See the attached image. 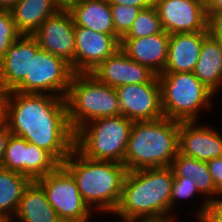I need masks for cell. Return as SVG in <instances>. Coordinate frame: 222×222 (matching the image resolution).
<instances>
[{"label":"cell","instance_id":"obj_1","mask_svg":"<svg viewBox=\"0 0 222 222\" xmlns=\"http://www.w3.org/2000/svg\"><path fill=\"white\" fill-rule=\"evenodd\" d=\"M2 121L12 135L47 150L61 164L75 148L66 98L7 92L3 96Z\"/></svg>","mask_w":222,"mask_h":222},{"label":"cell","instance_id":"obj_2","mask_svg":"<svg viewBox=\"0 0 222 222\" xmlns=\"http://www.w3.org/2000/svg\"><path fill=\"white\" fill-rule=\"evenodd\" d=\"M174 173L170 166L128 171L114 215L123 222L170 221V192Z\"/></svg>","mask_w":222,"mask_h":222},{"label":"cell","instance_id":"obj_3","mask_svg":"<svg viewBox=\"0 0 222 222\" xmlns=\"http://www.w3.org/2000/svg\"><path fill=\"white\" fill-rule=\"evenodd\" d=\"M62 165L74 177L80 195L92 211L113 215L128 172L123 163L91 160L74 148Z\"/></svg>","mask_w":222,"mask_h":222},{"label":"cell","instance_id":"obj_4","mask_svg":"<svg viewBox=\"0 0 222 222\" xmlns=\"http://www.w3.org/2000/svg\"><path fill=\"white\" fill-rule=\"evenodd\" d=\"M180 122L166 117L134 121L124 165L128 171L171 166L179 153Z\"/></svg>","mask_w":222,"mask_h":222},{"label":"cell","instance_id":"obj_5","mask_svg":"<svg viewBox=\"0 0 222 222\" xmlns=\"http://www.w3.org/2000/svg\"><path fill=\"white\" fill-rule=\"evenodd\" d=\"M66 103L74 132L94 119L120 115L116 89L99 82L90 73H74Z\"/></svg>","mask_w":222,"mask_h":222},{"label":"cell","instance_id":"obj_6","mask_svg":"<svg viewBox=\"0 0 222 222\" xmlns=\"http://www.w3.org/2000/svg\"><path fill=\"white\" fill-rule=\"evenodd\" d=\"M133 123L121 115L94 119L75 132V149L91 160L124 164Z\"/></svg>","mask_w":222,"mask_h":222},{"label":"cell","instance_id":"obj_7","mask_svg":"<svg viewBox=\"0 0 222 222\" xmlns=\"http://www.w3.org/2000/svg\"><path fill=\"white\" fill-rule=\"evenodd\" d=\"M158 79L164 117L179 122L197 121L200 109L213 107L211 99L215 94L193 72H162Z\"/></svg>","mask_w":222,"mask_h":222},{"label":"cell","instance_id":"obj_8","mask_svg":"<svg viewBox=\"0 0 222 222\" xmlns=\"http://www.w3.org/2000/svg\"><path fill=\"white\" fill-rule=\"evenodd\" d=\"M74 71L69 63L39 48L31 53L30 78L14 90L66 98Z\"/></svg>","mask_w":222,"mask_h":222},{"label":"cell","instance_id":"obj_9","mask_svg":"<svg viewBox=\"0 0 222 222\" xmlns=\"http://www.w3.org/2000/svg\"><path fill=\"white\" fill-rule=\"evenodd\" d=\"M36 182L44 189L59 219L89 221L92 217L94 211L84 202L74 177L62 164Z\"/></svg>","mask_w":222,"mask_h":222},{"label":"cell","instance_id":"obj_10","mask_svg":"<svg viewBox=\"0 0 222 222\" xmlns=\"http://www.w3.org/2000/svg\"><path fill=\"white\" fill-rule=\"evenodd\" d=\"M61 163L47 150L29 143L24 138L10 135L2 168L19 172L36 181L56 170Z\"/></svg>","mask_w":222,"mask_h":222},{"label":"cell","instance_id":"obj_11","mask_svg":"<svg viewBox=\"0 0 222 222\" xmlns=\"http://www.w3.org/2000/svg\"><path fill=\"white\" fill-rule=\"evenodd\" d=\"M115 89L121 116L132 121L156 120L164 117L161 107V87L157 75L148 83L128 84Z\"/></svg>","mask_w":222,"mask_h":222},{"label":"cell","instance_id":"obj_12","mask_svg":"<svg viewBox=\"0 0 222 222\" xmlns=\"http://www.w3.org/2000/svg\"><path fill=\"white\" fill-rule=\"evenodd\" d=\"M75 25L72 15L63 7L43 21L32 35L40 48L69 63L74 71Z\"/></svg>","mask_w":222,"mask_h":222},{"label":"cell","instance_id":"obj_13","mask_svg":"<svg viewBox=\"0 0 222 222\" xmlns=\"http://www.w3.org/2000/svg\"><path fill=\"white\" fill-rule=\"evenodd\" d=\"M74 73H90L120 48L118 35L75 26Z\"/></svg>","mask_w":222,"mask_h":222},{"label":"cell","instance_id":"obj_14","mask_svg":"<svg viewBox=\"0 0 222 222\" xmlns=\"http://www.w3.org/2000/svg\"><path fill=\"white\" fill-rule=\"evenodd\" d=\"M157 12L168 34L208 31L205 0H160Z\"/></svg>","mask_w":222,"mask_h":222},{"label":"cell","instance_id":"obj_15","mask_svg":"<svg viewBox=\"0 0 222 222\" xmlns=\"http://www.w3.org/2000/svg\"><path fill=\"white\" fill-rule=\"evenodd\" d=\"M32 35H21L7 49L0 60V89L14 91L25 78H30L31 53L39 49Z\"/></svg>","mask_w":222,"mask_h":222},{"label":"cell","instance_id":"obj_16","mask_svg":"<svg viewBox=\"0 0 222 222\" xmlns=\"http://www.w3.org/2000/svg\"><path fill=\"white\" fill-rule=\"evenodd\" d=\"M90 74L112 88L148 83L156 76L148 67L130 59L121 48L107 57Z\"/></svg>","mask_w":222,"mask_h":222},{"label":"cell","instance_id":"obj_17","mask_svg":"<svg viewBox=\"0 0 222 222\" xmlns=\"http://www.w3.org/2000/svg\"><path fill=\"white\" fill-rule=\"evenodd\" d=\"M197 121L180 122L179 152L200 161L222 157V135L213 127Z\"/></svg>","mask_w":222,"mask_h":222},{"label":"cell","instance_id":"obj_18","mask_svg":"<svg viewBox=\"0 0 222 222\" xmlns=\"http://www.w3.org/2000/svg\"><path fill=\"white\" fill-rule=\"evenodd\" d=\"M169 34L165 31L141 38H122L120 48L132 60L162 74L168 54Z\"/></svg>","mask_w":222,"mask_h":222},{"label":"cell","instance_id":"obj_19","mask_svg":"<svg viewBox=\"0 0 222 222\" xmlns=\"http://www.w3.org/2000/svg\"><path fill=\"white\" fill-rule=\"evenodd\" d=\"M170 167L173 170L174 178H192L196 182L199 194L201 196L204 194L203 203L199 210H196L197 219L201 221L207 213L209 203L219 197V190L215 187L207 162L182 155L179 152L173 159Z\"/></svg>","mask_w":222,"mask_h":222},{"label":"cell","instance_id":"obj_20","mask_svg":"<svg viewBox=\"0 0 222 222\" xmlns=\"http://www.w3.org/2000/svg\"><path fill=\"white\" fill-rule=\"evenodd\" d=\"M208 31L169 34L168 54L163 72H194L203 39Z\"/></svg>","mask_w":222,"mask_h":222},{"label":"cell","instance_id":"obj_21","mask_svg":"<svg viewBox=\"0 0 222 222\" xmlns=\"http://www.w3.org/2000/svg\"><path fill=\"white\" fill-rule=\"evenodd\" d=\"M65 8L72 15L75 26L117 35L108 0H73Z\"/></svg>","mask_w":222,"mask_h":222},{"label":"cell","instance_id":"obj_22","mask_svg":"<svg viewBox=\"0 0 222 222\" xmlns=\"http://www.w3.org/2000/svg\"><path fill=\"white\" fill-rule=\"evenodd\" d=\"M62 8L55 0H19L10 12L17 30L22 35H33L45 19Z\"/></svg>","mask_w":222,"mask_h":222},{"label":"cell","instance_id":"obj_23","mask_svg":"<svg viewBox=\"0 0 222 222\" xmlns=\"http://www.w3.org/2000/svg\"><path fill=\"white\" fill-rule=\"evenodd\" d=\"M214 94L222 87V43L208 34L193 72Z\"/></svg>","mask_w":222,"mask_h":222},{"label":"cell","instance_id":"obj_24","mask_svg":"<svg viewBox=\"0 0 222 222\" xmlns=\"http://www.w3.org/2000/svg\"><path fill=\"white\" fill-rule=\"evenodd\" d=\"M58 219L44 189L36 181H31L25 188L16 214L10 222H56Z\"/></svg>","mask_w":222,"mask_h":222},{"label":"cell","instance_id":"obj_25","mask_svg":"<svg viewBox=\"0 0 222 222\" xmlns=\"http://www.w3.org/2000/svg\"><path fill=\"white\" fill-rule=\"evenodd\" d=\"M31 180L19 173L0 168V222L13 219L22 194Z\"/></svg>","mask_w":222,"mask_h":222},{"label":"cell","instance_id":"obj_26","mask_svg":"<svg viewBox=\"0 0 222 222\" xmlns=\"http://www.w3.org/2000/svg\"><path fill=\"white\" fill-rule=\"evenodd\" d=\"M157 9H142L123 38H141L163 32Z\"/></svg>","mask_w":222,"mask_h":222},{"label":"cell","instance_id":"obj_27","mask_svg":"<svg viewBox=\"0 0 222 222\" xmlns=\"http://www.w3.org/2000/svg\"><path fill=\"white\" fill-rule=\"evenodd\" d=\"M139 7L129 5H111L112 18L114 21L115 33L122 39L133 25L138 13Z\"/></svg>","mask_w":222,"mask_h":222},{"label":"cell","instance_id":"obj_28","mask_svg":"<svg viewBox=\"0 0 222 222\" xmlns=\"http://www.w3.org/2000/svg\"><path fill=\"white\" fill-rule=\"evenodd\" d=\"M21 35L10 10H0V60L6 54L9 46Z\"/></svg>","mask_w":222,"mask_h":222},{"label":"cell","instance_id":"obj_29","mask_svg":"<svg viewBox=\"0 0 222 222\" xmlns=\"http://www.w3.org/2000/svg\"><path fill=\"white\" fill-rule=\"evenodd\" d=\"M198 194L199 191L196 188V182L192 179H185V178H174L171 192H170V215H171V221H176L177 219L173 216L174 213L172 212L174 209V205L176 202L180 199L188 200L192 198L193 196Z\"/></svg>","mask_w":222,"mask_h":222},{"label":"cell","instance_id":"obj_30","mask_svg":"<svg viewBox=\"0 0 222 222\" xmlns=\"http://www.w3.org/2000/svg\"><path fill=\"white\" fill-rule=\"evenodd\" d=\"M207 29L209 34L218 39L222 43V11L221 12H206Z\"/></svg>","mask_w":222,"mask_h":222},{"label":"cell","instance_id":"obj_31","mask_svg":"<svg viewBox=\"0 0 222 222\" xmlns=\"http://www.w3.org/2000/svg\"><path fill=\"white\" fill-rule=\"evenodd\" d=\"M199 222H222V197L209 203L205 217Z\"/></svg>","mask_w":222,"mask_h":222},{"label":"cell","instance_id":"obj_32","mask_svg":"<svg viewBox=\"0 0 222 222\" xmlns=\"http://www.w3.org/2000/svg\"><path fill=\"white\" fill-rule=\"evenodd\" d=\"M207 165L215 187L220 190L222 188V157L207 161Z\"/></svg>","mask_w":222,"mask_h":222},{"label":"cell","instance_id":"obj_33","mask_svg":"<svg viewBox=\"0 0 222 222\" xmlns=\"http://www.w3.org/2000/svg\"><path fill=\"white\" fill-rule=\"evenodd\" d=\"M110 5H129L139 7L141 10L157 9L160 0H108Z\"/></svg>","mask_w":222,"mask_h":222},{"label":"cell","instance_id":"obj_34","mask_svg":"<svg viewBox=\"0 0 222 222\" xmlns=\"http://www.w3.org/2000/svg\"><path fill=\"white\" fill-rule=\"evenodd\" d=\"M10 135L11 132L8 126L3 121H1L0 122V168H2L3 158Z\"/></svg>","mask_w":222,"mask_h":222},{"label":"cell","instance_id":"obj_35","mask_svg":"<svg viewBox=\"0 0 222 222\" xmlns=\"http://www.w3.org/2000/svg\"><path fill=\"white\" fill-rule=\"evenodd\" d=\"M206 12H221L222 0H205Z\"/></svg>","mask_w":222,"mask_h":222},{"label":"cell","instance_id":"obj_36","mask_svg":"<svg viewBox=\"0 0 222 222\" xmlns=\"http://www.w3.org/2000/svg\"><path fill=\"white\" fill-rule=\"evenodd\" d=\"M19 0H0V10H10Z\"/></svg>","mask_w":222,"mask_h":222},{"label":"cell","instance_id":"obj_37","mask_svg":"<svg viewBox=\"0 0 222 222\" xmlns=\"http://www.w3.org/2000/svg\"><path fill=\"white\" fill-rule=\"evenodd\" d=\"M3 96H4V93L0 89V122L2 121V114H3Z\"/></svg>","mask_w":222,"mask_h":222},{"label":"cell","instance_id":"obj_38","mask_svg":"<svg viewBox=\"0 0 222 222\" xmlns=\"http://www.w3.org/2000/svg\"><path fill=\"white\" fill-rule=\"evenodd\" d=\"M55 1H57L62 7H66L73 0H55Z\"/></svg>","mask_w":222,"mask_h":222},{"label":"cell","instance_id":"obj_39","mask_svg":"<svg viewBox=\"0 0 222 222\" xmlns=\"http://www.w3.org/2000/svg\"><path fill=\"white\" fill-rule=\"evenodd\" d=\"M56 222H88V221H73L69 219H58Z\"/></svg>","mask_w":222,"mask_h":222},{"label":"cell","instance_id":"obj_40","mask_svg":"<svg viewBox=\"0 0 222 222\" xmlns=\"http://www.w3.org/2000/svg\"><path fill=\"white\" fill-rule=\"evenodd\" d=\"M219 197H222V188L219 190Z\"/></svg>","mask_w":222,"mask_h":222},{"label":"cell","instance_id":"obj_41","mask_svg":"<svg viewBox=\"0 0 222 222\" xmlns=\"http://www.w3.org/2000/svg\"><path fill=\"white\" fill-rule=\"evenodd\" d=\"M161 222H177V221H171V220H170V221H161Z\"/></svg>","mask_w":222,"mask_h":222}]
</instances>
